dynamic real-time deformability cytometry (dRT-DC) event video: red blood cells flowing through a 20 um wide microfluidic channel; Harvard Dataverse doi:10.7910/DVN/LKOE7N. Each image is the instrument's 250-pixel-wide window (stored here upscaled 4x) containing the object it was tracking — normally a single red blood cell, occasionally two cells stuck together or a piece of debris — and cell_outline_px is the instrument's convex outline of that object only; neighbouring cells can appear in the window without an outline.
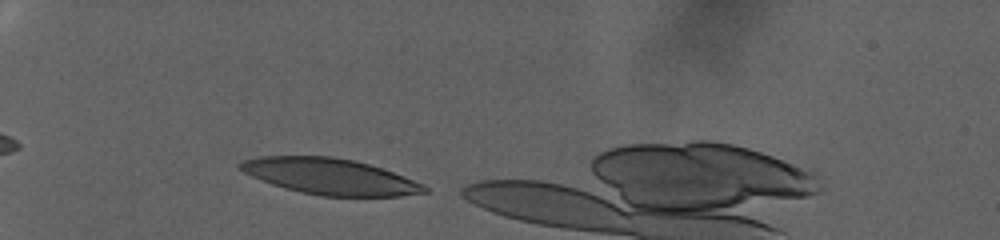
{"species": "human", "species_latin": "Homo sapiens", "temperature_condition": "warm", "stored_images_in_passage": 45, "camera_frame_rate_fps": 3000, "um_per_image_px": 0.085, "donor": {"sex": "female"}, "frame": {"image": 1, "passage_image": 1, "time_ms": 0.0, "image_size_px": [1000, 240], "cell_outline_px": [[428, 192], [400, 196], [320, 196], [300, 192], [284, 188], [272, 184], [252, 176], [244, 172], [236, 164], [244, 160], [260, 156], [332, 156], [352, 160], [368, 164], [404, 176], [424, 184], [428, 188]], "centroid_in_image_um": [28.05, 15.0], "position_along_channel_um": 57.0, "area_um2": 38.49}}
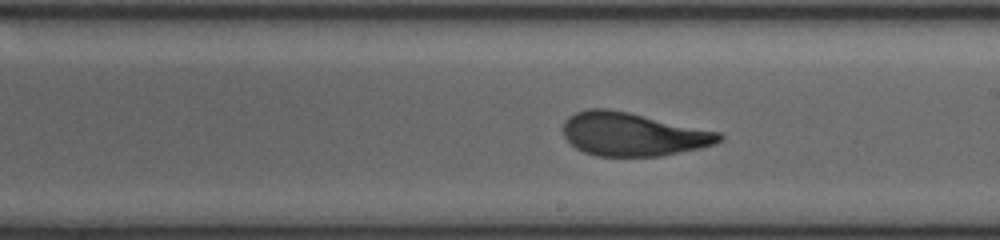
{"frame": {"image": 2, "passage_image": 23, "time_ms": 7.333, "image_size_px": [1000, 240], "cell_outline_px": [[724, 136], [716, 144], [700, 148], [660, 156], [596, 156], [584, 152], [576, 148], [564, 136], [564, 120], [568, 116], [576, 112], [588, 108], [608, 108], [628, 112], [720, 132]], "centroid_in_image_um": [53.78, 11.41], "position_along_channel_um": 235.2, "area_um2": 39.36}}
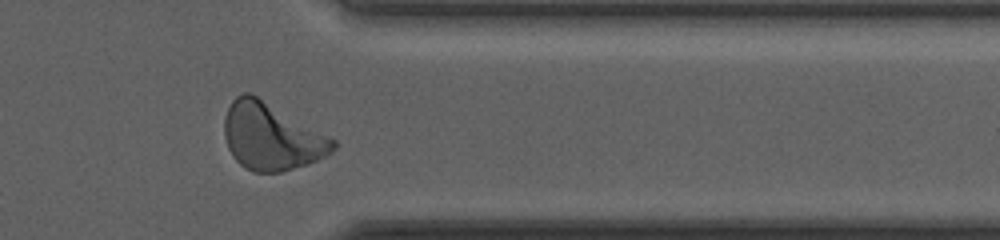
{"frame": {"image": 3, "passage_image": 39, "time_ms": 12.667, "image_size_px": [1000, 240], "cell_outline_px": [[336, 148], [328, 156], [308, 164], [280, 172], [252, 172], [244, 168], [232, 156], [228, 148], [224, 136], [224, 116], [232, 100], [236, 96], [244, 92], [248, 92], [256, 96], [336, 140]], "centroid_in_image_um": [23.05, 11.64], "position_along_channel_um": 388.3, "area_um2": 42.25}}